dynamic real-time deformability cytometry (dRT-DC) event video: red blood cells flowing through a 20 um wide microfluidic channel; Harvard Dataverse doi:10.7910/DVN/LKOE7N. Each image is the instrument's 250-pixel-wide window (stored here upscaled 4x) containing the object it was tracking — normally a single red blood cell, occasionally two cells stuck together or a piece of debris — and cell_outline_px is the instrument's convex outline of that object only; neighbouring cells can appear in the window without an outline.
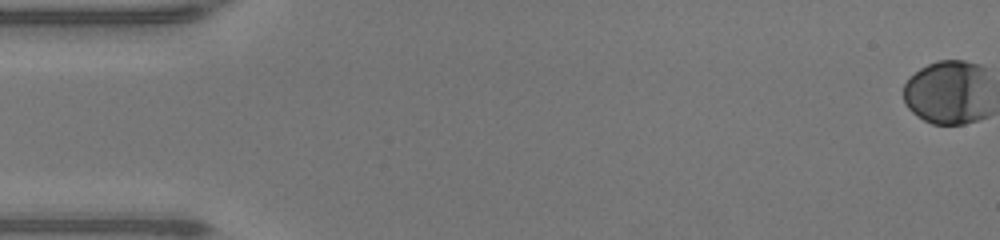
{"species": "human", "species_latin": "Homo sapiens", "temperature_condition": "warm", "stored_images_in_passage": 50, "segment_of_instrument_passage": [1, 2], "camera_frame_rate_fps": 3000, "um_per_image_px": 0.085, "donor": {"sex": "male"}, "frame": {"image": 1, "passage_image": 1, "time_ms": 0.0, "image_size_px": [1000, 240], "cell_outline_px": [[968, 120], [956, 124], [936, 124], [920, 116], [908, 104], [904, 96], [904, 88], [908, 80], [912, 76], [924, 68], [932, 64], [948, 60], [956, 60], [964, 64]], "centroid_in_image_um": [79.83, 7.9], "position_along_channel_um": 5.2, "area_um2": 23.18}}
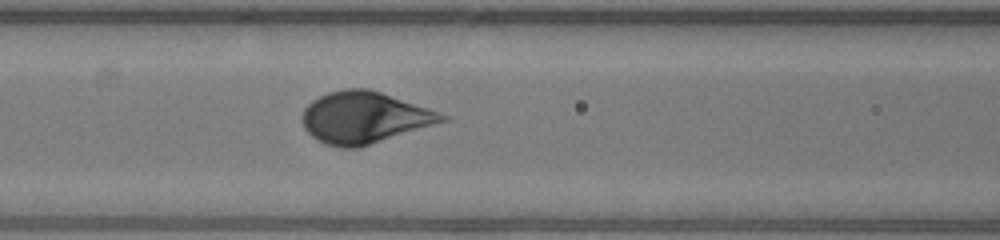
{"frame": {"image": 2, "passage_image": 22, "time_ms": 7.0, "image_size_px": [1000, 240], "cell_outline_px": [[416, 124], [364, 144], [336, 144], [324, 140], [312, 132], [308, 128], [304, 120], [304, 116], [308, 108], [312, 104], [328, 96], [340, 92], [372, 92], [384, 96], [416, 108]], "centroid_in_image_um": [30.42, 9.99], "position_along_channel_um": 136.2, "area_um2": 31.91}}
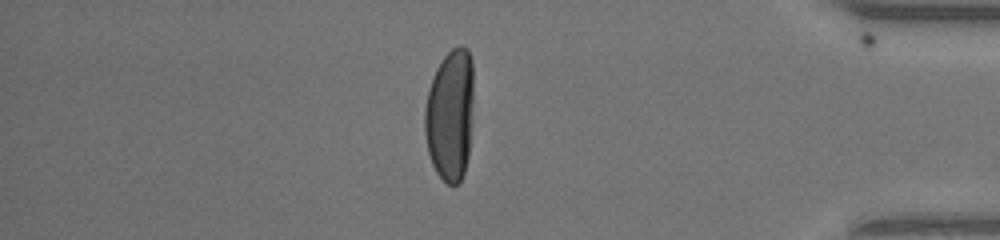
{"frame": {"image": 3, "passage_image": 43, "time_ms": 14.0, "image_size_px": [1000, 240], "cell_outline_px": [[472, 72], [468, 144], [464, 168], [460, 180], [456, 184], [452, 184], [444, 180], [436, 168], [432, 160], [428, 148], [428, 96], [436, 72], [440, 64], [456, 48], [464, 48], [468, 52]], "centroid_in_image_um": [38.28, 9.8], "position_along_channel_um": 396.9, "area_um2": 33.7}}